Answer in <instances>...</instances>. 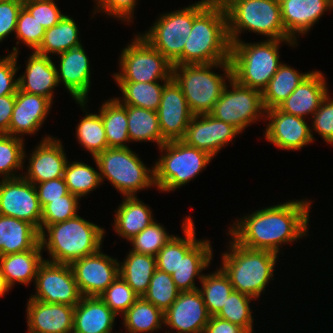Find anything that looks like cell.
<instances>
[{
    "label": "cell",
    "instance_id": "obj_4",
    "mask_svg": "<svg viewBox=\"0 0 333 333\" xmlns=\"http://www.w3.org/2000/svg\"><path fill=\"white\" fill-rule=\"evenodd\" d=\"M229 244L230 251L222 253L220 268L229 277L234 291L255 299L259 298L269 280H274V266L279 259L278 254L268 250L244 247L233 238Z\"/></svg>",
    "mask_w": 333,
    "mask_h": 333
},
{
    "label": "cell",
    "instance_id": "obj_44",
    "mask_svg": "<svg viewBox=\"0 0 333 333\" xmlns=\"http://www.w3.org/2000/svg\"><path fill=\"white\" fill-rule=\"evenodd\" d=\"M179 293L172 276L156 269L142 297L164 313L177 299Z\"/></svg>",
    "mask_w": 333,
    "mask_h": 333
},
{
    "label": "cell",
    "instance_id": "obj_26",
    "mask_svg": "<svg viewBox=\"0 0 333 333\" xmlns=\"http://www.w3.org/2000/svg\"><path fill=\"white\" fill-rule=\"evenodd\" d=\"M26 61L24 74L18 77L19 89L26 93L40 95L53 101V90L59 85L56 64L50 56L35 51Z\"/></svg>",
    "mask_w": 333,
    "mask_h": 333
},
{
    "label": "cell",
    "instance_id": "obj_41",
    "mask_svg": "<svg viewBox=\"0 0 333 333\" xmlns=\"http://www.w3.org/2000/svg\"><path fill=\"white\" fill-rule=\"evenodd\" d=\"M69 193L78 198L86 196L101 184L100 173L83 163L67 161L63 174Z\"/></svg>",
    "mask_w": 333,
    "mask_h": 333
},
{
    "label": "cell",
    "instance_id": "obj_34",
    "mask_svg": "<svg viewBox=\"0 0 333 333\" xmlns=\"http://www.w3.org/2000/svg\"><path fill=\"white\" fill-rule=\"evenodd\" d=\"M182 222L184 238L172 236V238L160 249L156 255L157 269L172 274L177 269L181 257L199 241L195 236V227L190 216H186Z\"/></svg>",
    "mask_w": 333,
    "mask_h": 333
},
{
    "label": "cell",
    "instance_id": "obj_57",
    "mask_svg": "<svg viewBox=\"0 0 333 333\" xmlns=\"http://www.w3.org/2000/svg\"><path fill=\"white\" fill-rule=\"evenodd\" d=\"M15 104V94L0 97V134H9V124Z\"/></svg>",
    "mask_w": 333,
    "mask_h": 333
},
{
    "label": "cell",
    "instance_id": "obj_21",
    "mask_svg": "<svg viewBox=\"0 0 333 333\" xmlns=\"http://www.w3.org/2000/svg\"><path fill=\"white\" fill-rule=\"evenodd\" d=\"M27 174L22 176L32 184L63 177L67 156L62 142L56 137L42 138L41 143L32 151Z\"/></svg>",
    "mask_w": 333,
    "mask_h": 333
},
{
    "label": "cell",
    "instance_id": "obj_52",
    "mask_svg": "<svg viewBox=\"0 0 333 333\" xmlns=\"http://www.w3.org/2000/svg\"><path fill=\"white\" fill-rule=\"evenodd\" d=\"M312 127L326 143L333 145V99L329 94L321 102L318 110L312 115Z\"/></svg>",
    "mask_w": 333,
    "mask_h": 333
},
{
    "label": "cell",
    "instance_id": "obj_36",
    "mask_svg": "<svg viewBox=\"0 0 333 333\" xmlns=\"http://www.w3.org/2000/svg\"><path fill=\"white\" fill-rule=\"evenodd\" d=\"M310 73H300L282 63L262 91L265 110L278 107Z\"/></svg>",
    "mask_w": 333,
    "mask_h": 333
},
{
    "label": "cell",
    "instance_id": "obj_24",
    "mask_svg": "<svg viewBox=\"0 0 333 333\" xmlns=\"http://www.w3.org/2000/svg\"><path fill=\"white\" fill-rule=\"evenodd\" d=\"M282 21L287 35L297 43V35L307 34L328 10L333 0H279Z\"/></svg>",
    "mask_w": 333,
    "mask_h": 333
},
{
    "label": "cell",
    "instance_id": "obj_12",
    "mask_svg": "<svg viewBox=\"0 0 333 333\" xmlns=\"http://www.w3.org/2000/svg\"><path fill=\"white\" fill-rule=\"evenodd\" d=\"M229 82L232 88L228 89L226 84L210 114L218 120L232 124L242 133L247 126L265 117L262 93L239 84L234 78Z\"/></svg>",
    "mask_w": 333,
    "mask_h": 333
},
{
    "label": "cell",
    "instance_id": "obj_38",
    "mask_svg": "<svg viewBox=\"0 0 333 333\" xmlns=\"http://www.w3.org/2000/svg\"><path fill=\"white\" fill-rule=\"evenodd\" d=\"M164 325V313L139 297L123 314V325L128 333H147L161 329Z\"/></svg>",
    "mask_w": 333,
    "mask_h": 333
},
{
    "label": "cell",
    "instance_id": "obj_5",
    "mask_svg": "<svg viewBox=\"0 0 333 333\" xmlns=\"http://www.w3.org/2000/svg\"><path fill=\"white\" fill-rule=\"evenodd\" d=\"M281 42L295 47L293 40L267 39L262 42H231L232 78L239 84L262 91L282 64L279 57Z\"/></svg>",
    "mask_w": 333,
    "mask_h": 333
},
{
    "label": "cell",
    "instance_id": "obj_14",
    "mask_svg": "<svg viewBox=\"0 0 333 333\" xmlns=\"http://www.w3.org/2000/svg\"><path fill=\"white\" fill-rule=\"evenodd\" d=\"M0 215L25 220L40 232L42 208L35 185L22 176L0 181Z\"/></svg>",
    "mask_w": 333,
    "mask_h": 333
},
{
    "label": "cell",
    "instance_id": "obj_50",
    "mask_svg": "<svg viewBox=\"0 0 333 333\" xmlns=\"http://www.w3.org/2000/svg\"><path fill=\"white\" fill-rule=\"evenodd\" d=\"M23 7L33 16L45 29L58 24L65 15L62 14L54 0H27Z\"/></svg>",
    "mask_w": 333,
    "mask_h": 333
},
{
    "label": "cell",
    "instance_id": "obj_30",
    "mask_svg": "<svg viewBox=\"0 0 333 333\" xmlns=\"http://www.w3.org/2000/svg\"><path fill=\"white\" fill-rule=\"evenodd\" d=\"M41 252L42 248L39 243L31 250L0 256V268L6 285L10 289L15 282L28 285L35 281L38 268L45 260Z\"/></svg>",
    "mask_w": 333,
    "mask_h": 333
},
{
    "label": "cell",
    "instance_id": "obj_25",
    "mask_svg": "<svg viewBox=\"0 0 333 333\" xmlns=\"http://www.w3.org/2000/svg\"><path fill=\"white\" fill-rule=\"evenodd\" d=\"M325 79L320 71H312L278 108L303 118L312 116L329 93Z\"/></svg>",
    "mask_w": 333,
    "mask_h": 333
},
{
    "label": "cell",
    "instance_id": "obj_2",
    "mask_svg": "<svg viewBox=\"0 0 333 333\" xmlns=\"http://www.w3.org/2000/svg\"><path fill=\"white\" fill-rule=\"evenodd\" d=\"M227 15L220 0H211L194 18L182 55L172 64L230 62Z\"/></svg>",
    "mask_w": 333,
    "mask_h": 333
},
{
    "label": "cell",
    "instance_id": "obj_9",
    "mask_svg": "<svg viewBox=\"0 0 333 333\" xmlns=\"http://www.w3.org/2000/svg\"><path fill=\"white\" fill-rule=\"evenodd\" d=\"M99 169L101 183L106 178L124 197L154 185V167L149 169L128 148H107L93 159Z\"/></svg>",
    "mask_w": 333,
    "mask_h": 333
},
{
    "label": "cell",
    "instance_id": "obj_23",
    "mask_svg": "<svg viewBox=\"0 0 333 333\" xmlns=\"http://www.w3.org/2000/svg\"><path fill=\"white\" fill-rule=\"evenodd\" d=\"M75 306L28 299V333H69L73 330Z\"/></svg>",
    "mask_w": 333,
    "mask_h": 333
},
{
    "label": "cell",
    "instance_id": "obj_59",
    "mask_svg": "<svg viewBox=\"0 0 333 333\" xmlns=\"http://www.w3.org/2000/svg\"><path fill=\"white\" fill-rule=\"evenodd\" d=\"M4 1H14V2H19V3H24L26 2L27 0H4Z\"/></svg>",
    "mask_w": 333,
    "mask_h": 333
},
{
    "label": "cell",
    "instance_id": "obj_18",
    "mask_svg": "<svg viewBox=\"0 0 333 333\" xmlns=\"http://www.w3.org/2000/svg\"><path fill=\"white\" fill-rule=\"evenodd\" d=\"M240 133L232 124L218 120L211 114L194 115L182 141L215 157Z\"/></svg>",
    "mask_w": 333,
    "mask_h": 333
},
{
    "label": "cell",
    "instance_id": "obj_8",
    "mask_svg": "<svg viewBox=\"0 0 333 333\" xmlns=\"http://www.w3.org/2000/svg\"><path fill=\"white\" fill-rule=\"evenodd\" d=\"M159 150H165V154L154 163V185L162 192H171L189 183L213 160L206 151L182 140L166 142Z\"/></svg>",
    "mask_w": 333,
    "mask_h": 333
},
{
    "label": "cell",
    "instance_id": "obj_20",
    "mask_svg": "<svg viewBox=\"0 0 333 333\" xmlns=\"http://www.w3.org/2000/svg\"><path fill=\"white\" fill-rule=\"evenodd\" d=\"M82 45L71 48L61 54L59 69L56 68L58 83L65 86L73 99L86 109L91 75L89 58ZM85 106V107H84Z\"/></svg>",
    "mask_w": 333,
    "mask_h": 333
},
{
    "label": "cell",
    "instance_id": "obj_6",
    "mask_svg": "<svg viewBox=\"0 0 333 333\" xmlns=\"http://www.w3.org/2000/svg\"><path fill=\"white\" fill-rule=\"evenodd\" d=\"M213 67L222 68L224 76L212 72ZM172 78L183 91L193 115L210 114L226 87L225 80L232 78V67L230 62L173 66Z\"/></svg>",
    "mask_w": 333,
    "mask_h": 333
},
{
    "label": "cell",
    "instance_id": "obj_28",
    "mask_svg": "<svg viewBox=\"0 0 333 333\" xmlns=\"http://www.w3.org/2000/svg\"><path fill=\"white\" fill-rule=\"evenodd\" d=\"M212 247L209 240H200L181 257L176 270L171 274L176 288L180 292L194 291L199 289L194 283L198 277L201 281L204 274L202 271L208 268L212 261Z\"/></svg>",
    "mask_w": 333,
    "mask_h": 333
},
{
    "label": "cell",
    "instance_id": "obj_3",
    "mask_svg": "<svg viewBox=\"0 0 333 333\" xmlns=\"http://www.w3.org/2000/svg\"><path fill=\"white\" fill-rule=\"evenodd\" d=\"M39 235L42 250L47 249L50 254V259L45 260L71 264L101 249L105 230L77 215L63 222L45 226Z\"/></svg>",
    "mask_w": 333,
    "mask_h": 333
},
{
    "label": "cell",
    "instance_id": "obj_10",
    "mask_svg": "<svg viewBox=\"0 0 333 333\" xmlns=\"http://www.w3.org/2000/svg\"><path fill=\"white\" fill-rule=\"evenodd\" d=\"M210 1L201 0L181 10L164 13L140 35L173 64L183 53L195 16Z\"/></svg>",
    "mask_w": 333,
    "mask_h": 333
},
{
    "label": "cell",
    "instance_id": "obj_58",
    "mask_svg": "<svg viewBox=\"0 0 333 333\" xmlns=\"http://www.w3.org/2000/svg\"><path fill=\"white\" fill-rule=\"evenodd\" d=\"M9 287L6 285L4 280L1 268H0V297L5 296V294L9 291Z\"/></svg>",
    "mask_w": 333,
    "mask_h": 333
},
{
    "label": "cell",
    "instance_id": "obj_39",
    "mask_svg": "<svg viewBox=\"0 0 333 333\" xmlns=\"http://www.w3.org/2000/svg\"><path fill=\"white\" fill-rule=\"evenodd\" d=\"M159 82H117L123 96L117 100L122 105L136 106L157 112L164 85L168 81H163V85Z\"/></svg>",
    "mask_w": 333,
    "mask_h": 333
},
{
    "label": "cell",
    "instance_id": "obj_51",
    "mask_svg": "<svg viewBox=\"0 0 333 333\" xmlns=\"http://www.w3.org/2000/svg\"><path fill=\"white\" fill-rule=\"evenodd\" d=\"M12 49L13 51L8 56L5 58L0 57V97L16 94L19 88L18 78H15L19 69L17 66L19 51L18 47H13Z\"/></svg>",
    "mask_w": 333,
    "mask_h": 333
},
{
    "label": "cell",
    "instance_id": "obj_27",
    "mask_svg": "<svg viewBox=\"0 0 333 333\" xmlns=\"http://www.w3.org/2000/svg\"><path fill=\"white\" fill-rule=\"evenodd\" d=\"M116 316L99 296H82L74 309L73 330L77 333H111Z\"/></svg>",
    "mask_w": 333,
    "mask_h": 333
},
{
    "label": "cell",
    "instance_id": "obj_45",
    "mask_svg": "<svg viewBox=\"0 0 333 333\" xmlns=\"http://www.w3.org/2000/svg\"><path fill=\"white\" fill-rule=\"evenodd\" d=\"M251 300H255V298L233 290L227 297L223 308L216 316L240 325L249 333H254L253 317L250 308Z\"/></svg>",
    "mask_w": 333,
    "mask_h": 333
},
{
    "label": "cell",
    "instance_id": "obj_29",
    "mask_svg": "<svg viewBox=\"0 0 333 333\" xmlns=\"http://www.w3.org/2000/svg\"><path fill=\"white\" fill-rule=\"evenodd\" d=\"M40 232L31 223L0 215V256L34 249L40 243Z\"/></svg>",
    "mask_w": 333,
    "mask_h": 333
},
{
    "label": "cell",
    "instance_id": "obj_22",
    "mask_svg": "<svg viewBox=\"0 0 333 333\" xmlns=\"http://www.w3.org/2000/svg\"><path fill=\"white\" fill-rule=\"evenodd\" d=\"M52 103L46 97L26 93L18 88L9 124V135L22 138L25 134H35L44 123Z\"/></svg>",
    "mask_w": 333,
    "mask_h": 333
},
{
    "label": "cell",
    "instance_id": "obj_16",
    "mask_svg": "<svg viewBox=\"0 0 333 333\" xmlns=\"http://www.w3.org/2000/svg\"><path fill=\"white\" fill-rule=\"evenodd\" d=\"M270 121L265 128V138L284 150H299L314 141L312 129L305 118L287 114L278 107L265 111Z\"/></svg>",
    "mask_w": 333,
    "mask_h": 333
},
{
    "label": "cell",
    "instance_id": "obj_43",
    "mask_svg": "<svg viewBox=\"0 0 333 333\" xmlns=\"http://www.w3.org/2000/svg\"><path fill=\"white\" fill-rule=\"evenodd\" d=\"M23 142L24 140L21 137L0 134V176H3L2 179H13L22 176L20 174L16 175V173L19 169L23 170V161L27 158Z\"/></svg>",
    "mask_w": 333,
    "mask_h": 333
},
{
    "label": "cell",
    "instance_id": "obj_48",
    "mask_svg": "<svg viewBox=\"0 0 333 333\" xmlns=\"http://www.w3.org/2000/svg\"><path fill=\"white\" fill-rule=\"evenodd\" d=\"M99 297L117 316L123 315L139 298L120 276Z\"/></svg>",
    "mask_w": 333,
    "mask_h": 333
},
{
    "label": "cell",
    "instance_id": "obj_55",
    "mask_svg": "<svg viewBox=\"0 0 333 333\" xmlns=\"http://www.w3.org/2000/svg\"><path fill=\"white\" fill-rule=\"evenodd\" d=\"M35 188L41 208L48 204L50 200L61 199L69 193L63 177L36 183Z\"/></svg>",
    "mask_w": 333,
    "mask_h": 333
},
{
    "label": "cell",
    "instance_id": "obj_47",
    "mask_svg": "<svg viewBox=\"0 0 333 333\" xmlns=\"http://www.w3.org/2000/svg\"><path fill=\"white\" fill-rule=\"evenodd\" d=\"M80 198L68 193L61 199L50 200L42 208L40 231L47 225L63 222L77 216Z\"/></svg>",
    "mask_w": 333,
    "mask_h": 333
},
{
    "label": "cell",
    "instance_id": "obj_46",
    "mask_svg": "<svg viewBox=\"0 0 333 333\" xmlns=\"http://www.w3.org/2000/svg\"><path fill=\"white\" fill-rule=\"evenodd\" d=\"M165 230L163 225L153 221L129 240L133 246L131 251L156 256L160 249L174 236L169 235Z\"/></svg>",
    "mask_w": 333,
    "mask_h": 333
},
{
    "label": "cell",
    "instance_id": "obj_7",
    "mask_svg": "<svg viewBox=\"0 0 333 333\" xmlns=\"http://www.w3.org/2000/svg\"><path fill=\"white\" fill-rule=\"evenodd\" d=\"M220 1L227 15L230 42L241 40L238 35L243 30L262 34L267 39L292 40L284 28L279 0Z\"/></svg>",
    "mask_w": 333,
    "mask_h": 333
},
{
    "label": "cell",
    "instance_id": "obj_1",
    "mask_svg": "<svg viewBox=\"0 0 333 333\" xmlns=\"http://www.w3.org/2000/svg\"><path fill=\"white\" fill-rule=\"evenodd\" d=\"M308 201L291 200L256 210L235 221L228 234L244 247L278 254L280 245L307 235L311 212V201Z\"/></svg>",
    "mask_w": 333,
    "mask_h": 333
},
{
    "label": "cell",
    "instance_id": "obj_33",
    "mask_svg": "<svg viewBox=\"0 0 333 333\" xmlns=\"http://www.w3.org/2000/svg\"><path fill=\"white\" fill-rule=\"evenodd\" d=\"M78 29L75 20L64 15L58 24L45 29L43 40L35 52L46 56L51 55V53L58 55L82 45Z\"/></svg>",
    "mask_w": 333,
    "mask_h": 333
},
{
    "label": "cell",
    "instance_id": "obj_17",
    "mask_svg": "<svg viewBox=\"0 0 333 333\" xmlns=\"http://www.w3.org/2000/svg\"><path fill=\"white\" fill-rule=\"evenodd\" d=\"M157 114L163 139L166 142L182 140L194 115L173 78L164 85Z\"/></svg>",
    "mask_w": 333,
    "mask_h": 333
},
{
    "label": "cell",
    "instance_id": "obj_53",
    "mask_svg": "<svg viewBox=\"0 0 333 333\" xmlns=\"http://www.w3.org/2000/svg\"><path fill=\"white\" fill-rule=\"evenodd\" d=\"M95 12H104L127 23L132 21L137 0H95Z\"/></svg>",
    "mask_w": 333,
    "mask_h": 333
},
{
    "label": "cell",
    "instance_id": "obj_49",
    "mask_svg": "<svg viewBox=\"0 0 333 333\" xmlns=\"http://www.w3.org/2000/svg\"><path fill=\"white\" fill-rule=\"evenodd\" d=\"M45 33V28L29 12L22 7L19 12L15 35L17 38L16 44L24 43L34 51L41 44Z\"/></svg>",
    "mask_w": 333,
    "mask_h": 333
},
{
    "label": "cell",
    "instance_id": "obj_11",
    "mask_svg": "<svg viewBox=\"0 0 333 333\" xmlns=\"http://www.w3.org/2000/svg\"><path fill=\"white\" fill-rule=\"evenodd\" d=\"M120 71L113 74L116 82L169 81L173 65L141 35L121 50Z\"/></svg>",
    "mask_w": 333,
    "mask_h": 333
},
{
    "label": "cell",
    "instance_id": "obj_40",
    "mask_svg": "<svg viewBox=\"0 0 333 333\" xmlns=\"http://www.w3.org/2000/svg\"><path fill=\"white\" fill-rule=\"evenodd\" d=\"M198 290L200 291L206 309L210 316H216L223 308L227 297L233 291L229 277L220 268L213 273L204 274Z\"/></svg>",
    "mask_w": 333,
    "mask_h": 333
},
{
    "label": "cell",
    "instance_id": "obj_35",
    "mask_svg": "<svg viewBox=\"0 0 333 333\" xmlns=\"http://www.w3.org/2000/svg\"><path fill=\"white\" fill-rule=\"evenodd\" d=\"M108 148H128L130 142L128 134L127 105H122L117 98L102 103L100 107Z\"/></svg>",
    "mask_w": 333,
    "mask_h": 333
},
{
    "label": "cell",
    "instance_id": "obj_13",
    "mask_svg": "<svg viewBox=\"0 0 333 333\" xmlns=\"http://www.w3.org/2000/svg\"><path fill=\"white\" fill-rule=\"evenodd\" d=\"M34 283L36 293L29 298L37 301L76 306L82 298L70 264L44 260Z\"/></svg>",
    "mask_w": 333,
    "mask_h": 333
},
{
    "label": "cell",
    "instance_id": "obj_54",
    "mask_svg": "<svg viewBox=\"0 0 333 333\" xmlns=\"http://www.w3.org/2000/svg\"><path fill=\"white\" fill-rule=\"evenodd\" d=\"M22 7L23 4L19 2L0 0V42L11 33H15Z\"/></svg>",
    "mask_w": 333,
    "mask_h": 333
},
{
    "label": "cell",
    "instance_id": "obj_42",
    "mask_svg": "<svg viewBox=\"0 0 333 333\" xmlns=\"http://www.w3.org/2000/svg\"><path fill=\"white\" fill-rule=\"evenodd\" d=\"M85 113L77 125L76 137L78 143L94 158L108 148V143L100 114Z\"/></svg>",
    "mask_w": 333,
    "mask_h": 333
},
{
    "label": "cell",
    "instance_id": "obj_19",
    "mask_svg": "<svg viewBox=\"0 0 333 333\" xmlns=\"http://www.w3.org/2000/svg\"><path fill=\"white\" fill-rule=\"evenodd\" d=\"M209 318L200 291H185L164 312V326L175 329V333H203Z\"/></svg>",
    "mask_w": 333,
    "mask_h": 333
},
{
    "label": "cell",
    "instance_id": "obj_31",
    "mask_svg": "<svg viewBox=\"0 0 333 333\" xmlns=\"http://www.w3.org/2000/svg\"><path fill=\"white\" fill-rule=\"evenodd\" d=\"M114 216L115 232L128 241L154 221L151 208L137 196L124 197Z\"/></svg>",
    "mask_w": 333,
    "mask_h": 333
},
{
    "label": "cell",
    "instance_id": "obj_37",
    "mask_svg": "<svg viewBox=\"0 0 333 333\" xmlns=\"http://www.w3.org/2000/svg\"><path fill=\"white\" fill-rule=\"evenodd\" d=\"M127 119L130 141L156 142L157 147L166 143L159 127L157 112L127 105Z\"/></svg>",
    "mask_w": 333,
    "mask_h": 333
},
{
    "label": "cell",
    "instance_id": "obj_32",
    "mask_svg": "<svg viewBox=\"0 0 333 333\" xmlns=\"http://www.w3.org/2000/svg\"><path fill=\"white\" fill-rule=\"evenodd\" d=\"M156 269V256L129 251L125 260L119 263V276L142 297Z\"/></svg>",
    "mask_w": 333,
    "mask_h": 333
},
{
    "label": "cell",
    "instance_id": "obj_56",
    "mask_svg": "<svg viewBox=\"0 0 333 333\" xmlns=\"http://www.w3.org/2000/svg\"><path fill=\"white\" fill-rule=\"evenodd\" d=\"M203 333H249L240 325L231 323L230 321L217 317L210 316Z\"/></svg>",
    "mask_w": 333,
    "mask_h": 333
},
{
    "label": "cell",
    "instance_id": "obj_15",
    "mask_svg": "<svg viewBox=\"0 0 333 333\" xmlns=\"http://www.w3.org/2000/svg\"><path fill=\"white\" fill-rule=\"evenodd\" d=\"M82 296H100L119 276V261L99 249L70 264Z\"/></svg>",
    "mask_w": 333,
    "mask_h": 333
}]
</instances>
